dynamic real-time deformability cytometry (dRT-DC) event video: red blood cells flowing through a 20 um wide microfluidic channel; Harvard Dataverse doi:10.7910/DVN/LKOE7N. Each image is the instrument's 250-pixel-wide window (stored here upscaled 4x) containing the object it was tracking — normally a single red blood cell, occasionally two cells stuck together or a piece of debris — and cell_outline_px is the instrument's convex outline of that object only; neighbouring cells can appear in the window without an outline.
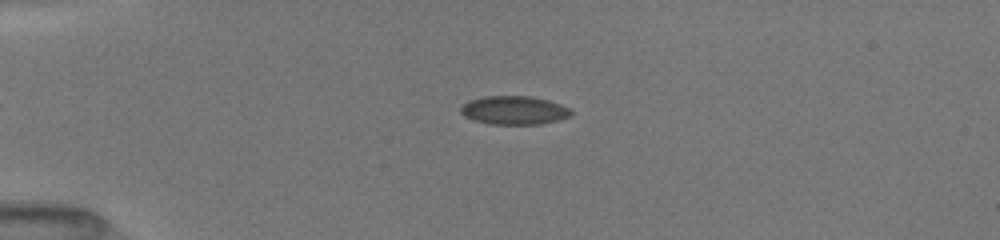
{"species": "common noctule bat (a hibernating species)", "species_latin": "Nyctalus noctula", "temperature_condition": "room temperature", "stored_images_in_passage": 51, "camera_frame_rate_fps": 3000, "um_per_image_px": 0.085, "animal": {"sex": "female", "body_mass_g": 19.5, "forearm_length_mm": 54.1}, "frame": {"image": 1, "passage_image": 13, "time_ms": 4.0, "image_size_px": [1000, 240], "cell_outline_px": [[572, 116], [540, 124], [488, 124], [472, 120], [464, 116], [460, 112], [460, 108], [468, 100], [484, 96], [532, 96], [548, 100], [560, 104], [568, 108], [572, 112]], "centroid_in_image_um": [43.66, 9.37], "position_along_channel_um": 41.3, "area_um2": 18.44}}
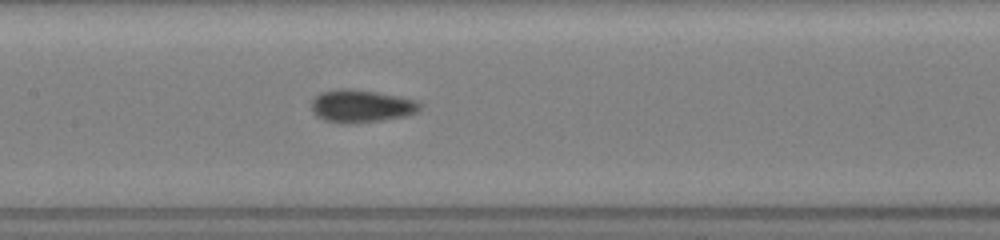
{"frame": {"image": 2, "passage_image": 26, "time_ms": 8.333, "image_size_px": [1000, 240], "cell_outline_px": [[420, 108], [416, 112], [404, 116], [384, 120], [348, 124], [340, 124], [324, 120], [316, 116], [312, 112], [312, 100], [320, 92], [336, 88], [352, 88], [400, 96], [416, 100], [420, 104]], "centroid_in_image_um": [30.66, 9.01], "position_along_channel_um": 176.7, "area_um2": 20.92}}
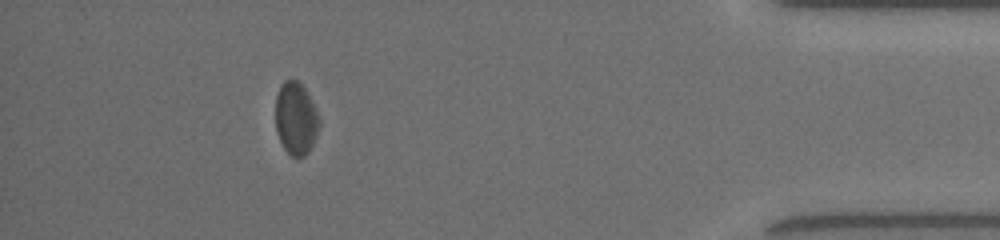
{"frame": {"image": 3, "passage_image": 47, "time_ms": 15.333, "image_size_px": [1000, 240], "cell_outline_px": [[320, 128], [308, 152], [304, 156], [292, 156], [284, 148], [276, 132], [276, 96], [280, 84], [284, 80], [296, 80], [304, 88], [316, 108], [320, 116]], "centroid_in_image_um": [25.16, 10.06], "position_along_channel_um": 410.0, "area_um2": 18.5}, "authors_computed_cell_mechanics": {"area_um2": 18.9006, "velocity_mm_per_s": 3.9958, "shape_relaxation_time_tau1_ms": 1.9456, "shape_relaxation_time_tau2_ms": 10.9639, "deformation_change_tau1": 0.0508, "deformation_change_tau2": 0.1644}}